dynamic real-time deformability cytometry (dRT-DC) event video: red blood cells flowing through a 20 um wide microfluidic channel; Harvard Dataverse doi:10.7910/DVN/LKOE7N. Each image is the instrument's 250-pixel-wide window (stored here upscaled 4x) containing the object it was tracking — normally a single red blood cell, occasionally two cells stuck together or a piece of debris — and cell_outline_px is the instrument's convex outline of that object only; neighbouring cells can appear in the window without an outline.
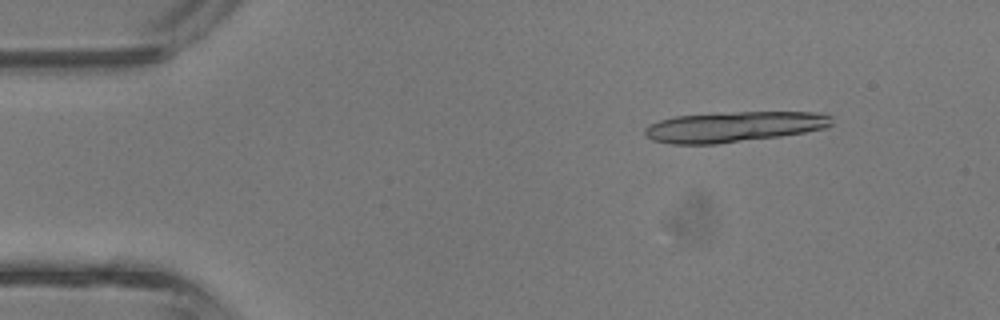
{"species": "common noctule bat (a hibernating species)", "species_latin": "Nyctalus noctula", "temperature_condition": "room temperature", "stored_images_in_passage": 9, "camera_frame_rate_fps": 3000, "um_per_image_px": 0.085, "animal": {"sex": "male", "body_mass_g": 13.3}, "frame": {"image": 1, "passage_image": 5, "time_ms": 1.333, "image_size_px": [1000, 320], "cell_outline_px": [[832, 124], [828, 128], [780, 136], [716, 144], [672, 144], [652, 140], [644, 136], [644, 128], [648, 124], [660, 120], [676, 116], [736, 112], [824, 112], [832, 116]], "centroid_in_image_um": [62.39, 10.77], "position_along_channel_um": 22.6, "area_um2": 33.35}}